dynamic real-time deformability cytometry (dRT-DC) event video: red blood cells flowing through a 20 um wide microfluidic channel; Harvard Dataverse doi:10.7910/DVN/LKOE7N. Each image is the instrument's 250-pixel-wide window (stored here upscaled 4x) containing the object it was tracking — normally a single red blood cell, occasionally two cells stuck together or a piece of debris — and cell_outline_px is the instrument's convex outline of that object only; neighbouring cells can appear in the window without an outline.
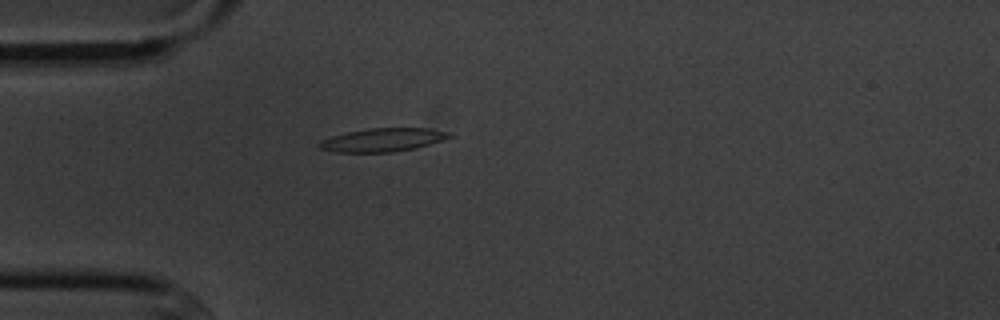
{"species": "common noctule bat (a hibernating species)", "species_latin": "Nyctalus noctula", "temperature_condition": "cold", "stored_images_in_passage": 2, "camera_frame_rate_fps": 3000, "um_per_image_px": 0.085, "animal": {"sex": "male", "body_mass_g": 20.1, "forearm_length_mm": 53.5}, "frame": {"image": 1, "passage_image": 2, "time_ms": 1.0, "image_size_px": [1000, 320], "cell_outline_px": [[456, 136], [416, 148], [392, 152], [336, 152], [320, 148], [320, 140], [332, 136], [348, 132], [368, 128], [428, 128], [452, 132]], "centroid_in_image_um": [32.62, 11.88], "position_along_channel_um": 52.4, "area_um2": 17.74}}